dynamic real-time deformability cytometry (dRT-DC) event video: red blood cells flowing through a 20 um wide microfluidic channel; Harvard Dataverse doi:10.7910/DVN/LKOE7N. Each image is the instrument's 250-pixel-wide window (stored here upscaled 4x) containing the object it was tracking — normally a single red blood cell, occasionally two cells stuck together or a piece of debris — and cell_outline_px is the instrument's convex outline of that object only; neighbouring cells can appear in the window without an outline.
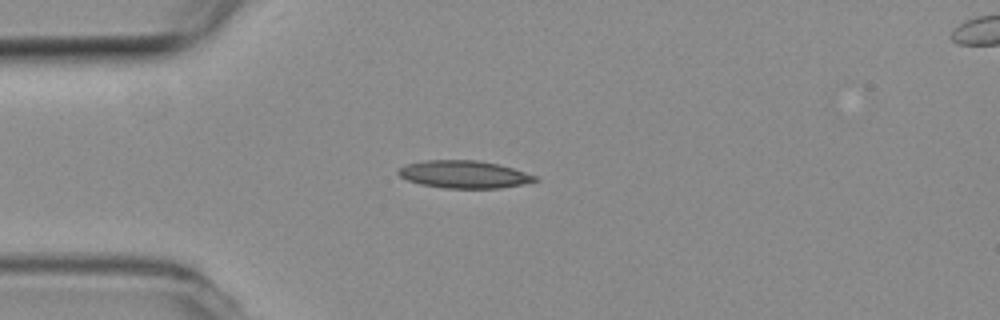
{"species": "common noctule bat (a hibernating species)", "species_latin": "Nyctalus noctula", "temperature_condition": "room temperature", "stored_images_in_passage": 41, "camera_frame_rate_fps": 3000, "um_per_image_px": 0.085, "animal": {"sex": "female", "body_mass_g": 19.3, "forearm_length_mm": 54.1}, "frame": {"image": 1, "passage_image": 1, "time_ms": 0.0, "image_size_px": [1000, 320], "cell_outline_px": [[540, 180], [500, 188], [444, 188], [420, 184], [408, 180], [400, 176], [396, 172], [404, 164], [424, 160], [480, 160], [500, 164], [536, 176]], "centroid_in_image_um": [39.41, 14.81], "position_along_channel_um": 45.6, "area_um2": 21.96}}
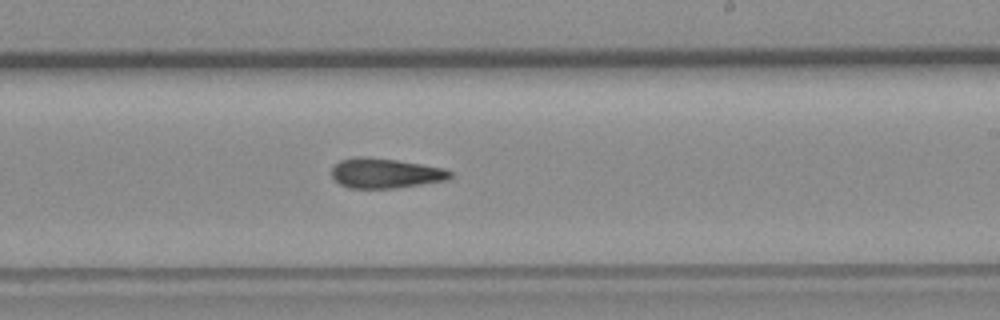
{"frame": {"image": 2, "passage_image": 19, "time_ms": 6.0, "image_size_px": [1000, 320], "cell_outline_px": [[452, 176], [448, 180], [396, 188], [348, 188], [340, 184], [332, 176], [332, 168], [340, 160], [356, 156], [368, 156], [396, 160], [444, 168], [452, 172]], "centroid_in_image_um": [32.75, 14.72], "position_along_channel_um": 256.2, "area_um2": 20.69}}
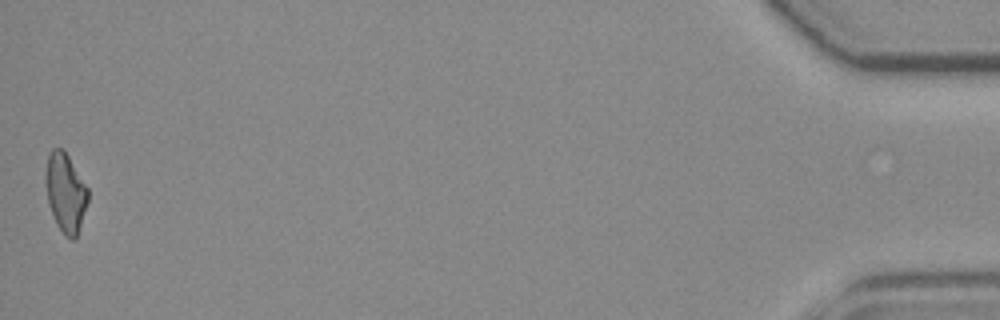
{"frame": {"image": 3, "passage_image": 41, "time_ms": 13.333, "image_size_px": [1000, 320], "cell_outline_px": [[88, 200], [76, 236], [72, 240], [64, 236], [56, 224], [52, 216], [48, 204], [44, 180], [44, 172], [48, 156], [52, 148], [64, 148], [88, 188]], "centroid_in_image_um": [5.53, 16.34], "position_along_channel_um": 429.7, "area_um2": 19.71}, "authors_computed_cell_mechanics": {"area_um2": 20.519, "velocity_mm_per_s": 3.7719, "shape_relaxation_time_tau1_ms": 10.1356, "shape_relaxation_time_tau2_ms": 7.1973, "deformation_change_tau1": 0.2399, "deformation_change_tau2": 0.1709}}